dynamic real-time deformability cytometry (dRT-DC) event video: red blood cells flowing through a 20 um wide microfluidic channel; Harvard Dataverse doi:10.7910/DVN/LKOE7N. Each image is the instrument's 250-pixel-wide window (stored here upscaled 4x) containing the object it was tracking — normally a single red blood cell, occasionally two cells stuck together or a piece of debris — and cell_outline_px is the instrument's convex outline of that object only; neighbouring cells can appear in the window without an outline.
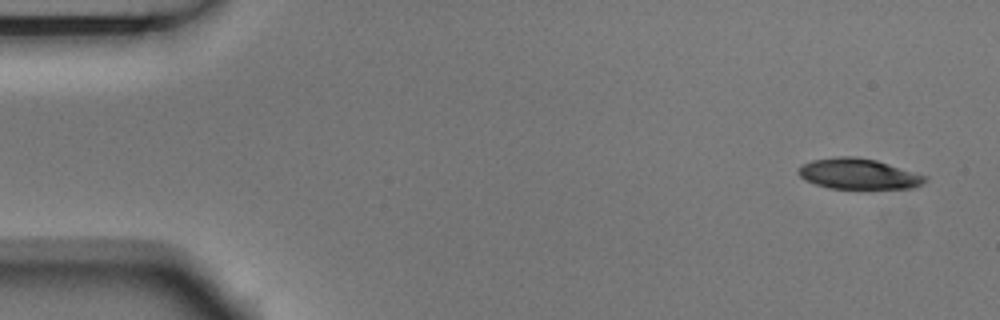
{"species": "Egyptian fruit bat (a non-hibernating species)", "species_latin": "Rousettus aegyptiacus", "temperature_condition": "room temperature", "stored_images_in_passage": 4, "camera_frame_rate_fps": 3000, "um_per_image_px": 0.085, "animal": {"sex": "male"}, "frame": {"image": 1, "passage_image": 1, "time_ms": 0.0, "image_size_px": [1000, 320], "cell_outline_px": [[928, 180], [924, 184], [912, 188], [828, 188], [816, 184], [800, 176], [800, 168], [804, 164], [812, 160], [840, 156], [856, 156], [876, 160], [928, 176]], "centroid_in_image_um": [73.04, 14.78], "position_along_channel_um": 12.0, "area_um2": 22.31}}
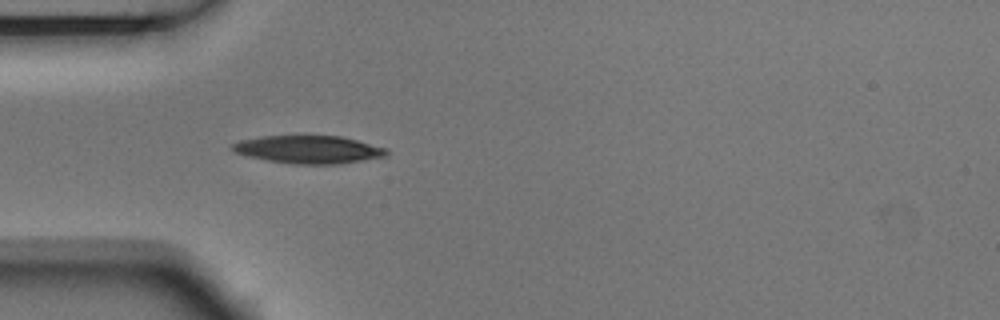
{"frame": {"image": 2, "passage_image": 4, "time_ms": 1.0, "image_size_px": [1000, 320], "cell_outline_px": [[388, 156], [340, 164], [292, 164], [268, 160], [248, 156], [236, 152], [232, 148], [232, 144], [240, 140], [260, 136], [340, 136], [388, 148]], "centroid_in_image_um": [26.27, 12.71], "position_along_channel_um": 58.7, "area_um2": 24.97}}